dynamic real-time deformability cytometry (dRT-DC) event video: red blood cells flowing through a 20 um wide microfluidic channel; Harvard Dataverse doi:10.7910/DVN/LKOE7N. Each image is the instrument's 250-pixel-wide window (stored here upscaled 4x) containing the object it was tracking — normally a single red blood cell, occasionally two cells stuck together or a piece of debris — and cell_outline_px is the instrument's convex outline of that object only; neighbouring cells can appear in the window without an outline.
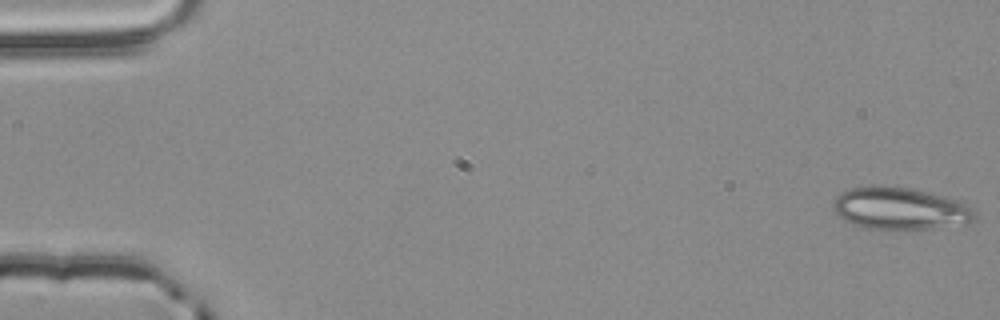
{"species": "common noctule bat (a hibernating species)", "species_latin": "Nyctalus noctula", "temperature_condition": "room temperature", "stored_images_in_passage": 54, "camera_frame_rate_fps": 3000, "um_per_image_px": 0.085, "animal": {"sex": "male", "body_mass_g": 20.4}, "frame": {"image": 1, "passage_image": 1, "time_ms": 0.0, "image_size_px": [1000, 320], "cell_outline_px": [[976, 220], [972, 224], [888, 232], [864, 228], [852, 224], [836, 216], [832, 208], [832, 204], [836, 196], [840, 192], [852, 188], [872, 184], [876, 184], [908, 188], [928, 192], [964, 200], [976, 212]], "centroid_in_image_um": [76.52, 17.75], "position_along_channel_um": 8.5, "area_um2": 36.47}}
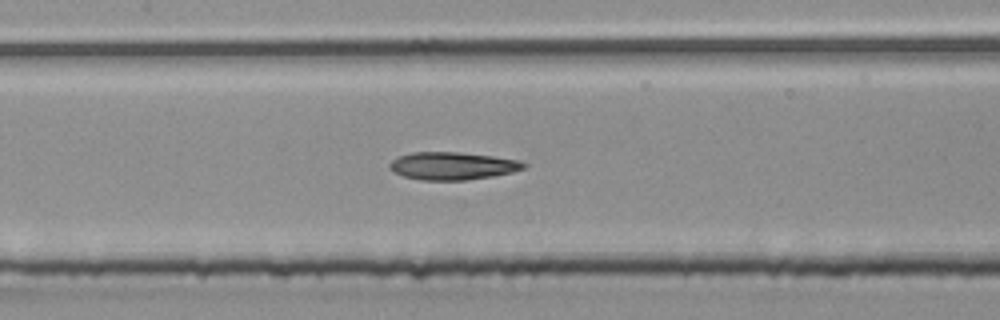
{"frame": {"image": 2, "passage_image": 26, "time_ms": 8.333, "image_size_px": [1000, 320], "cell_outline_px": [[528, 164], [524, 168], [512, 172], [492, 176], [464, 180], [420, 180], [404, 176], [392, 172], [388, 168], [388, 164], [392, 160], [400, 156], [412, 152], [460, 152], [492, 156], [520, 160]], "centroid_in_image_um": [38.44, 14.1], "position_along_channel_um": 169.0, "area_um2": 21.68}}
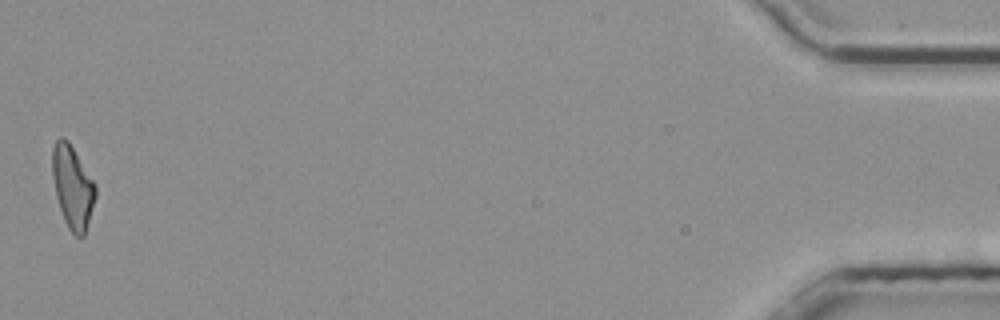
{"frame": {"image": 3, "passage_image": 54, "time_ms": 17.667, "image_size_px": [1000, 320], "cell_outline_px": [[96, 196], [84, 236], [76, 236], [68, 228], [64, 220], [56, 196], [52, 176], [52, 148], [56, 140], [60, 136], [64, 136], [68, 140], [96, 184]], "centroid_in_image_um": [6.16, 15.86], "position_along_channel_um": 429.0, "area_um2": 20.81}, "authors_computed_cell_mechanics": {"area_um2": 21.5594, "velocity_mm_per_s": 3.8602, "shape_relaxation_time_tau1_ms": 10.7428, "shape_relaxation_time_tau2_ms": 5.5568, "deformation_change_tau1": 0.2561, "deformation_change_tau2": 0.1751}}